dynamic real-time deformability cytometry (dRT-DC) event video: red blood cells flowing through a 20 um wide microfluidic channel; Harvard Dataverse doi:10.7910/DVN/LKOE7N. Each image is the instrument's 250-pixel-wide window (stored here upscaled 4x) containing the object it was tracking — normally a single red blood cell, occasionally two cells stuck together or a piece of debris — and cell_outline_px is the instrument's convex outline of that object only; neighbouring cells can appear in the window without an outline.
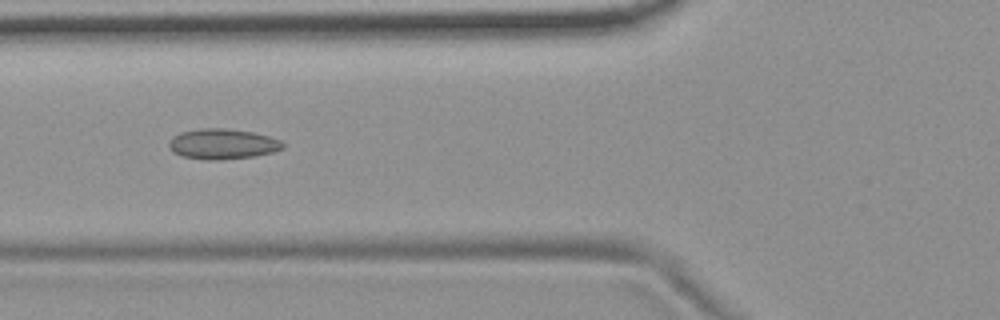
{"species": "common noctule bat (a hibernating species)", "species_latin": "Nyctalus noctula", "temperature_condition": "room temperature", "stored_images_in_passage": 14, "camera_frame_rate_fps": 3000, "um_per_image_px": 0.085, "animal": {"sex": "female", "body_mass_g": 19.9}, "frame": {"image": 1, "passage_image": 5, "time_ms": 1.333, "image_size_px": [1000, 320], "cell_outline_px": [[284, 148], [272, 152], [252, 156], [220, 160], [204, 160], [180, 156], [172, 152], [168, 148], [168, 144], [172, 136], [180, 132], [200, 128], [224, 128], [252, 132], [268, 136], [280, 140], [284, 144]], "centroid_in_image_um": [18.85, 12.24], "position_along_channel_um": 106.9, "area_um2": 20.29}}